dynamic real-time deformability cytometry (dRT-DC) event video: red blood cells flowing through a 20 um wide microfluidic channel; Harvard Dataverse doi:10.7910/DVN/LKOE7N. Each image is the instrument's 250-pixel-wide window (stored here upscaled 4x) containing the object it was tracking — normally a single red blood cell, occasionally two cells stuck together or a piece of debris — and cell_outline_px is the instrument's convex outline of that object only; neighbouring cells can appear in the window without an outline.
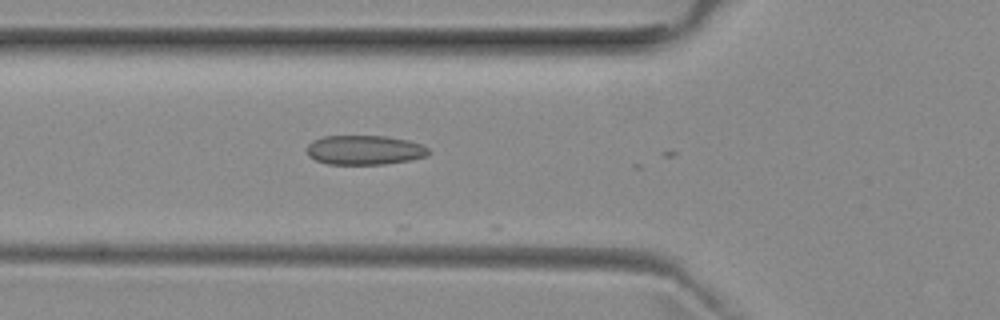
{"species": "common noctule bat (a hibernating species)", "species_latin": "Nyctalus noctula", "temperature_condition": "room temperature", "stored_images_in_passage": 19, "camera_frame_rate_fps": 3000, "um_per_image_px": 0.085, "animal": {"sex": "female", "body_mass_g": 29.2, "forearm_length_mm": 56.3}, "frame": {"image": 1, "passage_image": 18, "time_ms": 5.667, "image_size_px": [1000, 320], "cell_outline_px": [[428, 156], [408, 160], [384, 164], [328, 164], [316, 160], [308, 156], [308, 144], [312, 140], [324, 136], [384, 136], [408, 140], [420, 144], [428, 148]], "centroid_in_image_um": [30.97, 12.75], "position_along_channel_um": 94.8, "area_um2": 20.75}}